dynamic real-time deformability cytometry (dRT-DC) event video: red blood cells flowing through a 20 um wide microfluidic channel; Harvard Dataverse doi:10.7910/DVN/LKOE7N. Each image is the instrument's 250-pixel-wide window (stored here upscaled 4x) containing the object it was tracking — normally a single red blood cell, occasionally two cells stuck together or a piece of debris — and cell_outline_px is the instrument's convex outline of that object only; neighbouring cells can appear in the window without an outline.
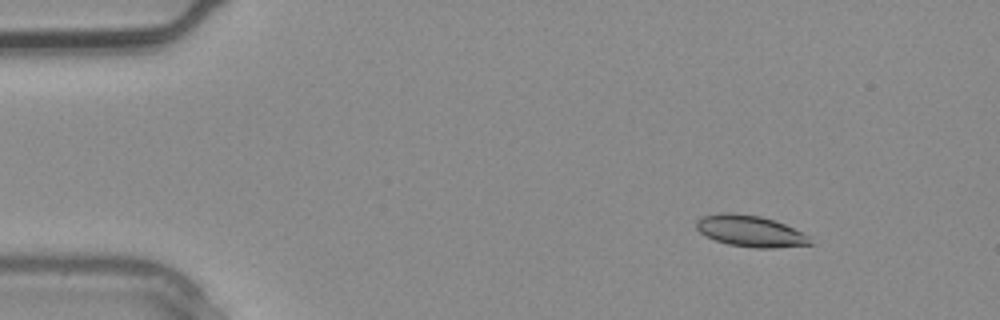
{"species": "common noctule bat (a hibernating species)", "species_latin": "Nyctalus noctula", "temperature_condition": "warm", "stored_images_in_passage": 4, "camera_frame_rate_fps": 3000, "um_per_image_px": 0.085, "animal": {"sex": "male", "body_mass_g": 20.4}, "frame": {"image": 1, "passage_image": 2, "time_ms": 0.333, "image_size_px": [1000, 320], "cell_outline_px": [[816, 244], [776, 248], [752, 248], [728, 244], [716, 240], [700, 232], [696, 228], [696, 220], [704, 216], [720, 212], [732, 212], [760, 216], [776, 220], [804, 232], [812, 236]], "centroid_in_image_um": [63.88, 19.65], "position_along_channel_um": 21.1, "area_um2": 21.27}}
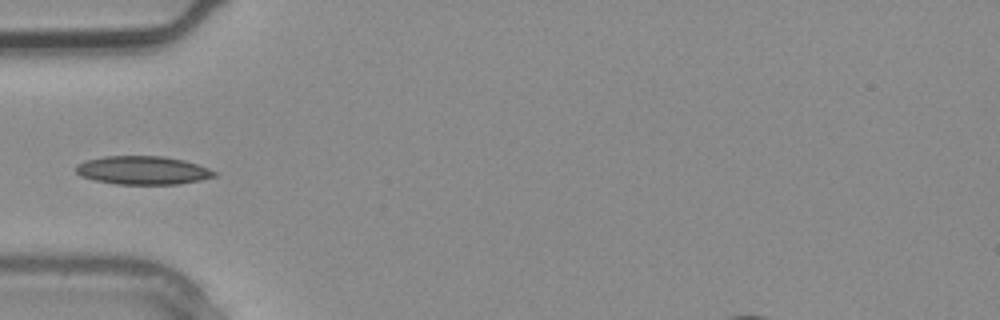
{"frame": {"image": 2, "passage_image": 4, "time_ms": 1.0, "image_size_px": [1000, 320], "cell_outline_px": [[216, 176], [200, 180], [176, 184], [116, 184], [96, 180], [80, 176], [76, 172], [76, 164], [84, 160], [104, 156], [164, 156], [184, 160], [208, 168], [216, 172]], "centroid_in_image_um": [12.1, 14.47], "position_along_channel_um": 72.9, "area_um2": 22.89}}